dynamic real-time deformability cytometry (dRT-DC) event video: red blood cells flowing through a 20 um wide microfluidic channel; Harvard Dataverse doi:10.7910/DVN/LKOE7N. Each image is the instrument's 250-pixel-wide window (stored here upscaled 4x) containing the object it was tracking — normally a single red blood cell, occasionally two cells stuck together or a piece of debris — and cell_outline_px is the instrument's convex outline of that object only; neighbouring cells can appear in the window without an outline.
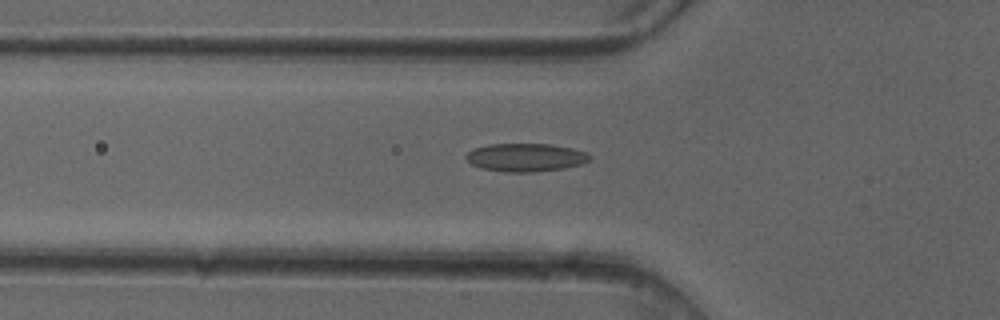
{"species": "common noctule bat (a hibernating species)", "species_latin": "Nyctalus noctula", "temperature_condition": "cold", "stored_images_in_passage": 45, "camera_frame_rate_fps": 3000, "um_per_image_px": 0.085, "animal": {"sex": "female"}, "frame": {"image": 1, "passage_image": 17, "time_ms": 5.333, "image_size_px": [1000, 320], "cell_outline_px": [[592, 160], [580, 164], [564, 168], [532, 172], [504, 172], [480, 168], [472, 164], [464, 156], [472, 148], [488, 144], [548, 144], [572, 148], [588, 152], [592, 156]], "centroid_in_image_um": [44.69, 13.38], "position_along_channel_um": 81.1, "area_um2": 20.46}}
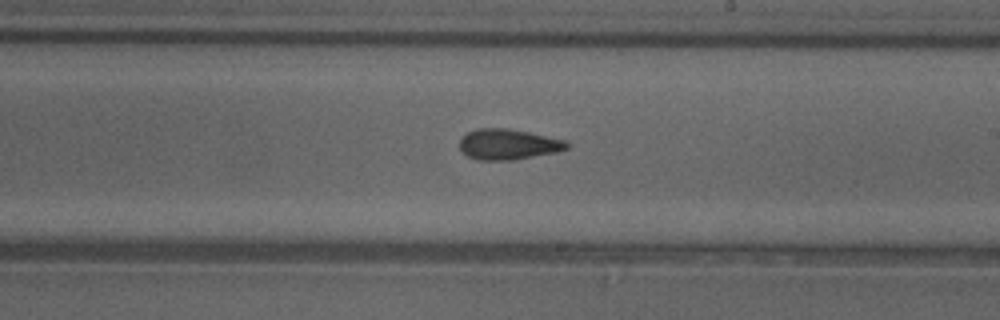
{"frame": {"image": 2, "passage_image": 29, "time_ms": 9.333, "image_size_px": [1000, 320], "cell_outline_px": [[568, 148], [556, 152], [512, 160], [476, 160], [468, 156], [460, 148], [460, 136], [476, 128], [504, 128], [528, 132], [564, 140], [568, 144]], "centroid_in_image_um": [43.14, 12.27], "position_along_channel_um": 245.9, "area_um2": 18.96}}
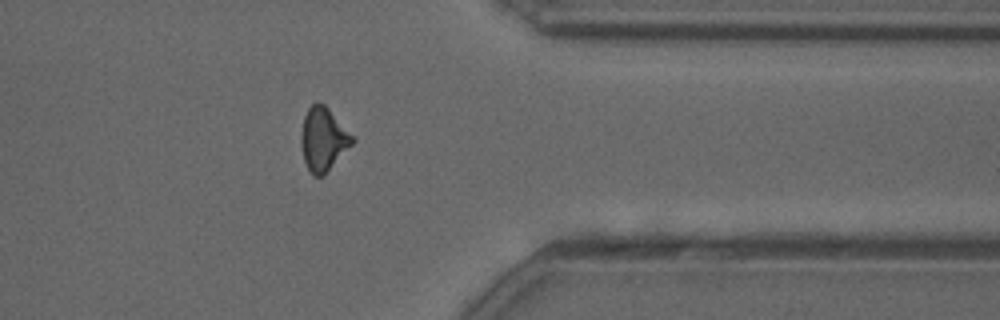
{"frame": {"image": 3, "passage_image": 40, "time_ms": 13.0, "image_size_px": [1000, 320], "cell_outline_px": [[356, 140], [324, 176], [312, 176], [304, 160], [300, 144], [300, 136], [304, 116], [308, 108], [316, 100], [324, 104], [356, 136]], "centroid_in_image_um": [27.5, 11.82], "position_along_channel_um": 383.9, "area_um2": 19.36}}